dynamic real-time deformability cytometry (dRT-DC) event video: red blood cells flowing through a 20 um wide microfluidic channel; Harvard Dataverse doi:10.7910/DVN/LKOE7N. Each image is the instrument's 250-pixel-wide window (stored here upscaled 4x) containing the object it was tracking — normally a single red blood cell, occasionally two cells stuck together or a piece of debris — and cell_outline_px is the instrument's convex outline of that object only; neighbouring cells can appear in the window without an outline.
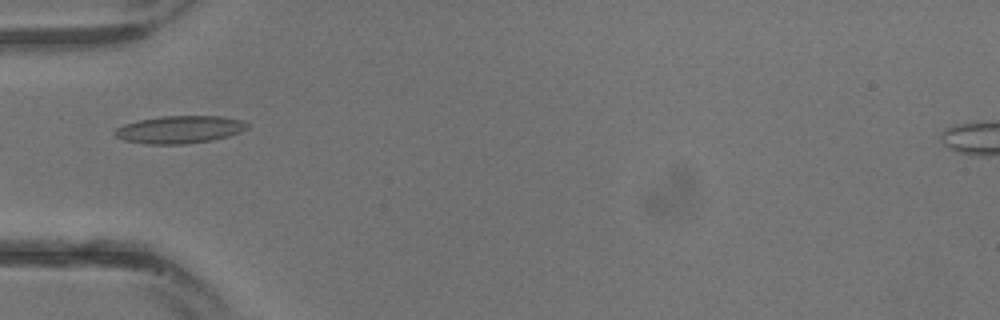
{"species": "common noctule bat (a hibernating species)", "species_latin": "Nyctalus noctula", "temperature_condition": "warm", "stored_images_in_passage": 30, "camera_frame_rate_fps": 3000, "um_per_image_px": 0.085, "animal": {"sex": "male", "body_mass_g": 13.3}, "frame": {"image": 1, "passage_image": 10, "time_ms": 3.0, "image_size_px": [1000, 320], "cell_outline_px": [[248, 128], [240, 132], [228, 136], [212, 140], [184, 144], [148, 144], [124, 140], [116, 136], [112, 132], [116, 128], [124, 124], [140, 120], [164, 116], [224, 116], [244, 120], [248, 124]], "centroid_in_image_um": [15.29, 11.0], "position_along_channel_um": 69.7, "area_um2": 21.27}}
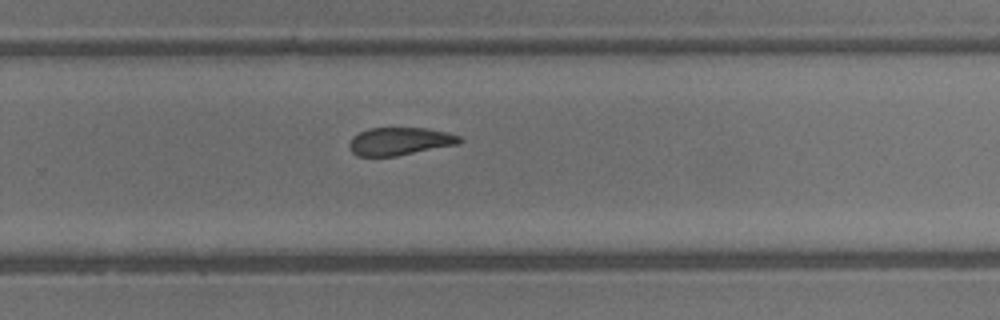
{"frame": {"image": 2, "passage_image": 20, "time_ms": 6.333, "image_size_px": [1000, 320], "cell_outline_px": [[464, 140], [460, 144], [396, 156], [356, 156], [348, 148], [348, 144], [352, 136], [368, 128], [428, 128], [448, 132], [460, 136]], "centroid_in_image_um": [33.99, 12.01], "position_along_channel_um": 295.8, "area_um2": 18.15}}
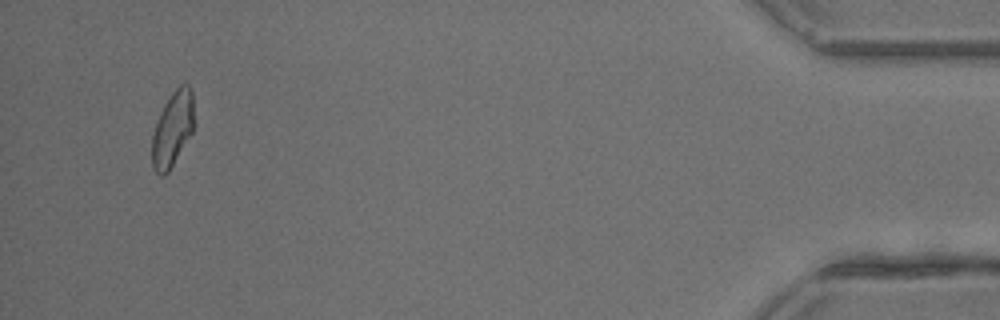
{"frame": {"image": 3, "passage_image": 29, "time_ms": 9.333, "image_size_px": [1000, 320], "cell_outline_px": [[192, 132], [168, 172], [164, 176], [160, 176], [152, 168], [152, 136], [156, 120], [164, 104], [172, 92], [180, 84], [188, 84], [192, 92]], "centroid_in_image_um": [14.63, 10.98], "position_along_channel_um": 420.6, "area_um2": 18.09}}